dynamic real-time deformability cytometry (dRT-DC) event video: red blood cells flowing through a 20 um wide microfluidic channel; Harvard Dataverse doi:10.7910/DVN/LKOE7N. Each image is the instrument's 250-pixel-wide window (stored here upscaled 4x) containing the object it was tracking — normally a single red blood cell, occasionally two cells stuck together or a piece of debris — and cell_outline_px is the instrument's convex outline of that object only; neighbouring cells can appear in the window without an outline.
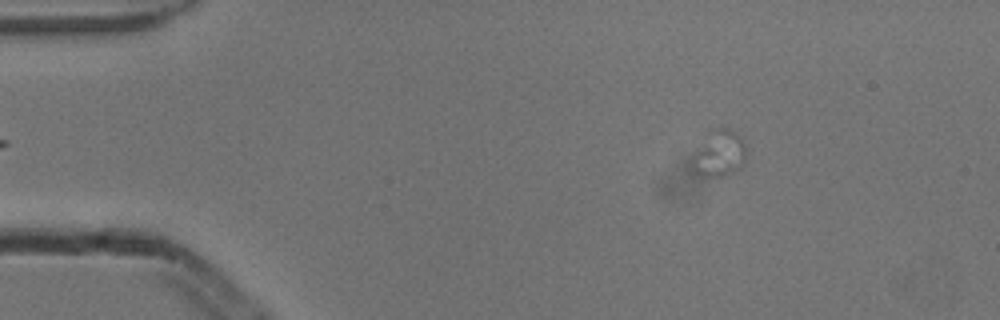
{"species": "common noctule bat (a hibernating species)", "species_latin": "Nyctalus noctula", "temperature_condition": "cold", "stored_images_in_passage": 3, "camera_frame_rate_fps": 3000, "um_per_image_px": 0.085, "animal": {"sex": "male", "body_mass_g": 13.3}, "frame": {"image": 1, "passage_image": 2, "time_ms": 0.333, "image_size_px": [1000, 320], "cell_outline_px": [[748, 148], [744, 164], [736, 172], [724, 176], [704, 176], [696, 172], [696, 152], [708, 132], [712, 128], [724, 128], [736, 132], [744, 140]], "centroid_in_image_um": [61.27, 13.02], "position_along_channel_um": 23.7, "area_um2": 14.33}}